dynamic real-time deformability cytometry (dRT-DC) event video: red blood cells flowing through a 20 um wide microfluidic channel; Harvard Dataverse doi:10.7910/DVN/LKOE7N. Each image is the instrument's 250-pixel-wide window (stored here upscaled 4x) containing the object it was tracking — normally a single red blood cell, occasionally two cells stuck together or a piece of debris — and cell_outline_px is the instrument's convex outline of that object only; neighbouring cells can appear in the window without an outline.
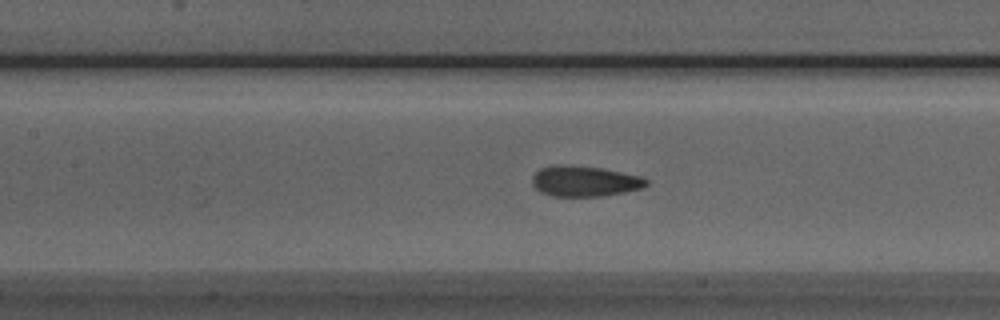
{"species": "Egyptian fruit bat (a non-hibernating species)", "species_latin": "Rousettus aegyptiacus", "temperature_condition": "room temperature", "stored_images_in_passage": 51, "camera_frame_rate_fps": 3000, "um_per_image_px": 0.085, "animal": {"sex": "male"}, "frame": {"image": 1, "passage_image": 23, "time_ms": 7.333, "image_size_px": [1000, 320], "cell_outline_px": [[648, 184], [644, 188], [624, 192], [600, 196], [552, 196], [540, 192], [532, 184], [532, 176], [540, 168], [600, 168], [640, 176], [648, 180]], "centroid_in_image_um": [49.75, 15.46], "position_along_channel_um": 157.7, "area_um2": 19.36}}
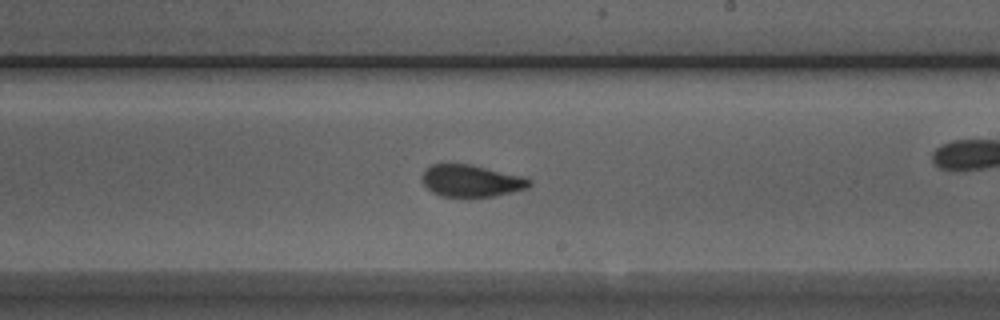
{"frame": {"image": 2, "passage_image": 30, "time_ms": 9.667, "image_size_px": [1000, 320], "cell_outline_px": [[532, 184], [528, 188], [492, 196], [440, 196], [432, 192], [424, 184], [420, 176], [432, 164], [472, 164], [520, 176], [532, 180]], "centroid_in_image_um": [40.04, 15.36], "position_along_channel_um": 249.0, "area_um2": 19.71}}
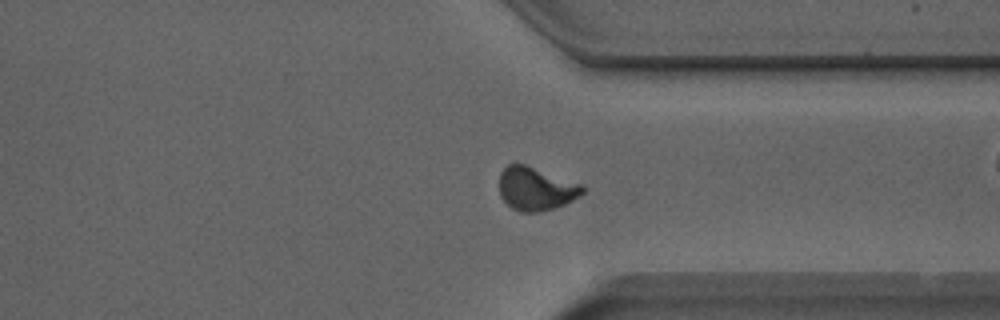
{"frame": {"image": 3, "passage_image": 39, "time_ms": 12.667, "image_size_px": [1000, 320], "cell_outline_px": [[584, 192], [580, 196], [564, 204], [540, 212], [520, 212], [512, 208], [500, 196], [500, 172], [508, 164], [524, 164], [584, 184]], "centroid_in_image_um": [45.57, 16.04], "position_along_channel_um": 365.8, "area_um2": 20.98}, "authors_computed_cell_mechanics": {"area_um2": 20.3456, "velocity_mm_per_s": 3.9242, "shape_relaxation_time_tau1_ms": 7.3465, "shape_relaxation_time_tau2_ms": 0.9631, "deformation_change_tau1": 0.1867, "deformation_change_tau2": 0.0628}}